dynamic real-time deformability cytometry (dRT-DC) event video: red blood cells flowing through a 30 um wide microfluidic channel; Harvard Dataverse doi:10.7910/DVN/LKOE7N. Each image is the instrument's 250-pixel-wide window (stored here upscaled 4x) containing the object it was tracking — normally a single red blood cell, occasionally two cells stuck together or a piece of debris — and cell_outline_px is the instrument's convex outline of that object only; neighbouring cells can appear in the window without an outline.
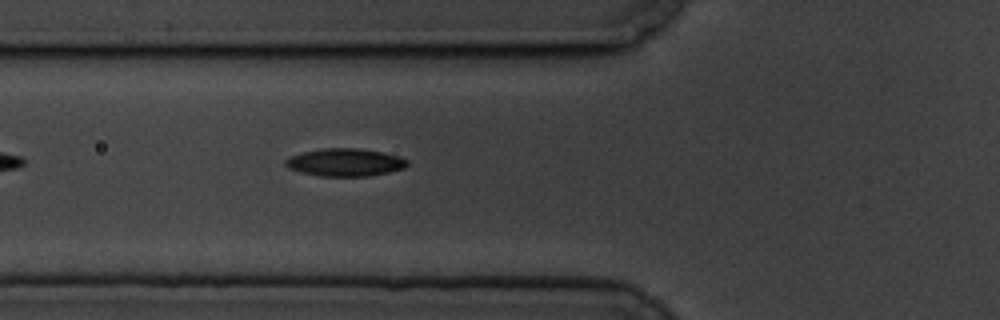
{"species": "common noctule bat (a hibernating species)", "species_latin": "Nyctalus noctula", "temperature_condition": "cold", "stored_images_in_passage": 27, "camera_frame_rate_fps": 3000, "um_per_image_px": 0.085, "animal": {"sex": "male", "body_mass_g": 19.5, "forearm_length_mm": 54.6}, "frame": {"image": 1, "passage_image": 5, "time_ms": 1.333, "image_size_px": [1000, 320], "cell_outline_px": [[408, 164], [404, 168], [388, 172], [368, 176], [320, 176], [300, 172], [288, 168], [284, 164], [284, 160], [288, 156], [304, 152], [324, 148], [360, 148], [400, 156], [408, 160]], "centroid_in_image_um": [29.3, 13.8], "position_along_channel_um": 96.5, "area_um2": 19.71}}
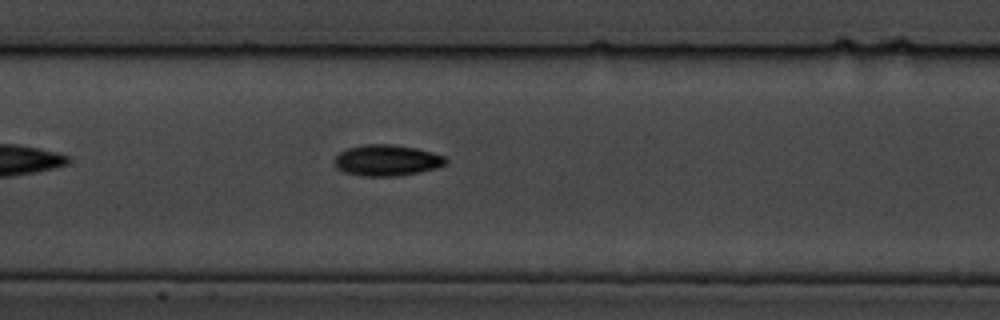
{"frame": {"image": 2, "passage_image": 12, "time_ms": 3.667, "image_size_px": [1000, 320], "cell_outline_px": [[448, 160], [444, 164], [436, 168], [420, 172], [396, 176], [360, 176], [344, 172], [336, 168], [336, 156], [340, 152], [348, 148], [368, 144], [392, 144], [416, 148], [432, 152], [444, 156]], "centroid_in_image_um": [32.89, 13.63], "position_along_channel_um": 174.5, "area_um2": 20.06}}
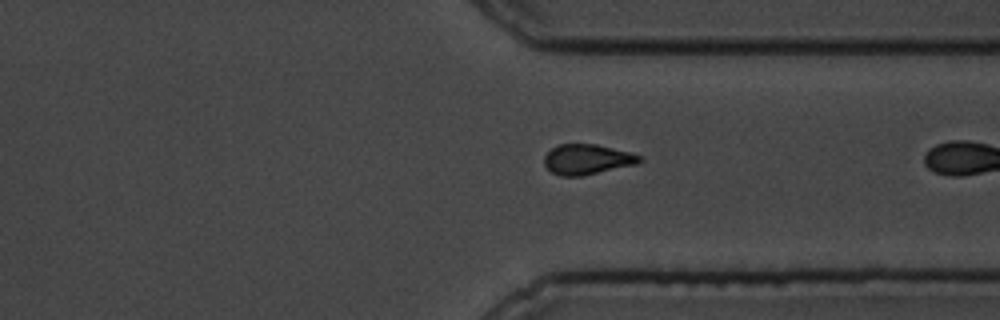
{"frame": {"image": 3, "passage_image": 26, "time_ms": 8.333, "image_size_px": [1000, 320], "cell_outline_px": [[644, 160], [636, 164], [580, 176], [560, 176], [552, 172], [544, 164], [544, 156], [552, 148], [560, 144], [596, 144], [628, 152], [640, 156]], "centroid_in_image_um": [49.88, 13.54], "position_along_channel_um": 361.5, "area_um2": 16.53}}